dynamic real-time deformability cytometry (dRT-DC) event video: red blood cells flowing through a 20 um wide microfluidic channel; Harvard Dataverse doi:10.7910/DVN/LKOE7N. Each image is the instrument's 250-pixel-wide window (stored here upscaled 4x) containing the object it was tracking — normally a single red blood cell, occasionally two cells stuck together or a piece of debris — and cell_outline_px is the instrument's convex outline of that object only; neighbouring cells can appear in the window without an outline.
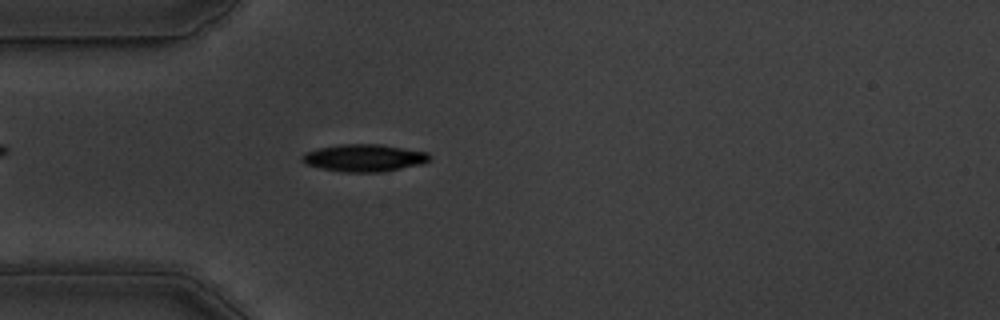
{"species": "common noctule bat (a hibernating species)", "species_latin": "Nyctalus noctula", "temperature_condition": "warm", "stored_images_in_passage": 54, "camera_frame_rate_fps": 3000, "um_per_image_px": 0.085, "animal": {"sex": "male", "body_mass_g": 19.5, "forearm_length_mm": 54.6}, "frame": {"image": 1, "passage_image": 15, "time_ms": 4.667, "image_size_px": [1000, 320], "cell_outline_px": [[432, 160], [420, 164], [384, 172], [340, 172], [320, 168], [308, 164], [300, 160], [300, 156], [304, 152], [316, 148], [340, 144], [380, 144], [428, 152], [432, 156]], "centroid_in_image_um": [30.94, 13.42], "position_along_channel_um": 54.1, "area_um2": 20.58}}
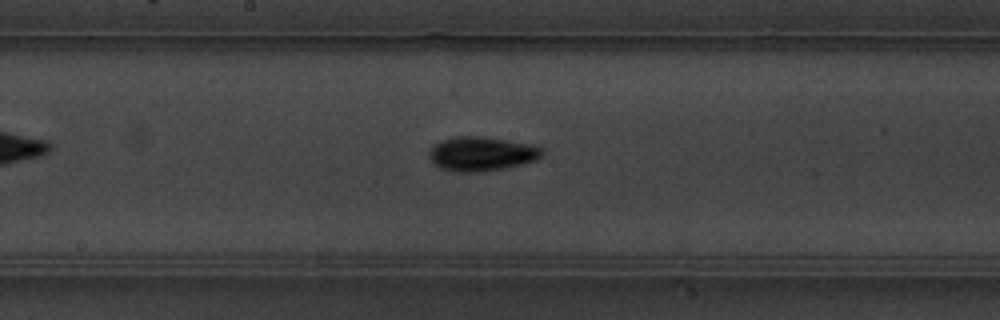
{"frame": {"image": 2, "passage_image": 28, "time_ms": 9.0, "image_size_px": [1000, 320], "cell_outline_px": [[544, 152], [536, 160], [504, 168], [476, 172], [456, 172], [440, 168], [428, 156], [428, 152], [432, 144], [440, 140], [456, 136], [476, 136], [532, 144], [540, 148]], "centroid_in_image_um": [40.87, 13.07], "position_along_channel_um": 207.3, "area_um2": 22.37}}
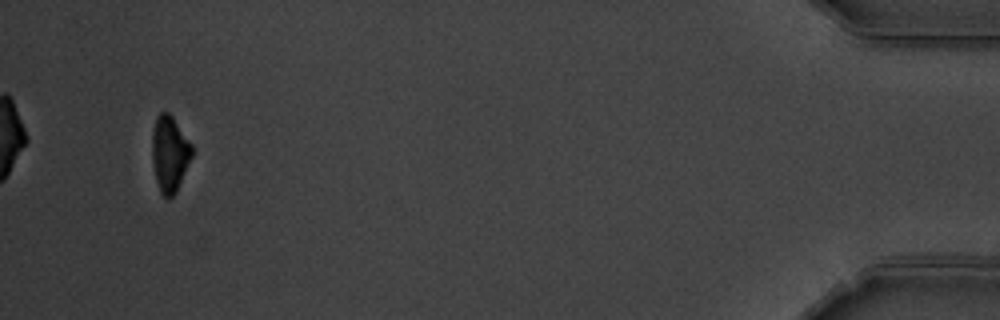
{"frame": {"image": 3, "passage_image": 52, "time_ms": 17.0, "image_size_px": [1000, 320], "cell_outline_px": [[192, 156], [176, 192], [172, 196], [164, 196], [160, 192], [156, 180], [152, 160], [152, 132], [156, 116], [160, 112], [168, 112], [172, 116], [192, 144]], "centroid_in_image_um": [14.41, 13.04], "position_along_channel_um": 420.8, "area_um2": 17.51}, "authors_computed_cell_mechanics": {"area_um2": 19.2185, "velocity_mm_per_s": 3.6667, "shape_relaxation_time_tau1_ms": 2.1391, "shape_relaxation_time_tau2_ms": 5.2412, "deformation_change_tau1": 0.1344, "deformation_change_tau2": 0.0982}}